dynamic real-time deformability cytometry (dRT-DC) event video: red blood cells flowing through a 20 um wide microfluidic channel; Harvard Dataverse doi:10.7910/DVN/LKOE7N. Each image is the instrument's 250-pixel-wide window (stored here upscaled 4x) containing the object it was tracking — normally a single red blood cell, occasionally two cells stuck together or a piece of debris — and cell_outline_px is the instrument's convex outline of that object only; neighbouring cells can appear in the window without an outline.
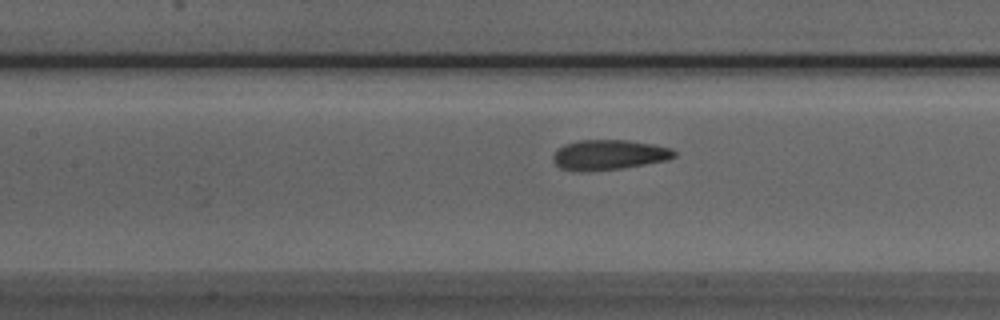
{"species": "Egyptian fruit bat (a non-hibernating species)", "species_latin": "Rousettus aegyptiacus", "temperature_condition": "room temperature", "stored_images_in_passage": 46, "camera_frame_rate_fps": 3000, "um_per_image_px": 0.085, "animal": {"sex": "male"}, "frame": {"image": 1, "passage_image": 16, "time_ms": 5.0, "image_size_px": [1000, 320], "cell_outline_px": [[676, 156], [668, 160], [620, 168], [584, 172], [572, 172], [560, 168], [552, 160], [552, 156], [564, 144], [580, 140], [628, 140], [652, 144], [672, 148], [676, 152]], "centroid_in_image_um": [51.74, 13.17], "position_along_channel_um": 155.7, "area_um2": 21.33}}
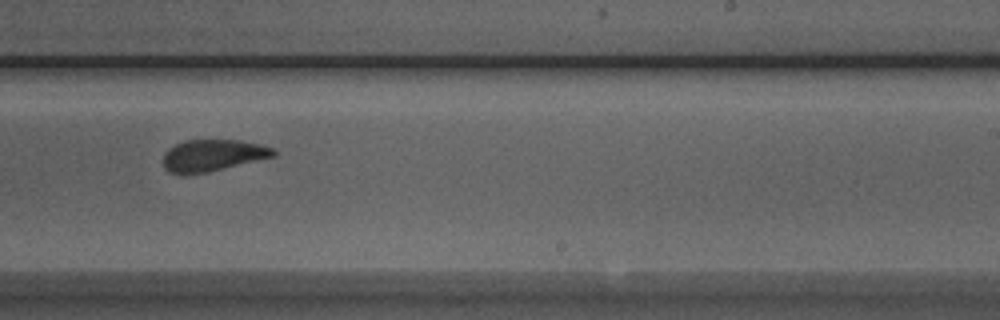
{"frame": {"image": 2, "passage_image": 25, "time_ms": 8.0, "image_size_px": [1000, 320], "cell_outline_px": [[276, 156], [208, 172], [180, 176], [168, 172], [164, 168], [164, 152], [168, 148], [184, 140], [240, 140], [260, 144], [272, 148], [276, 152]], "centroid_in_image_um": [18.04, 13.22], "position_along_channel_um": 271.0, "area_um2": 20.63}}
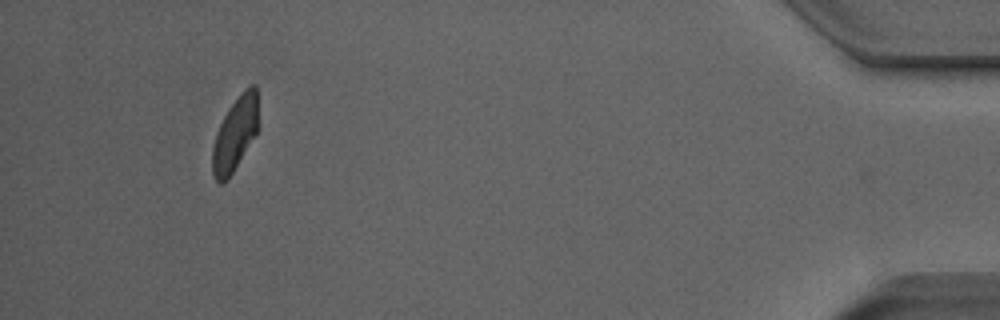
{"frame": {"image": 3, "passage_image": 42, "time_ms": 13.667, "image_size_px": [1000, 320], "cell_outline_px": [[256, 132], [228, 180], [220, 184], [216, 180], [212, 172], [212, 148], [216, 132], [228, 108], [244, 88], [252, 84], [256, 84]], "centroid_in_image_um": [19.93, 11.4], "position_along_channel_um": 415.3, "area_um2": 19.25}, "authors_computed_cell_mechanics": {"area_um2": 21.1548, "velocity_mm_per_s": 3.8547, "shape_relaxation_time_tau1_ms": 5.6602, "shape_relaxation_time_tau2_ms": 1.7349, "deformation_change_tau1": 0.1428, "deformation_change_tau2": 0.0828}}